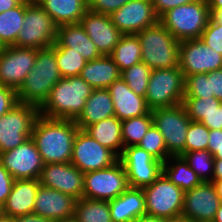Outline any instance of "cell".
Returning a JSON list of instances; mask_svg holds the SVG:
<instances>
[{
  "label": "cell",
  "instance_id": "1",
  "mask_svg": "<svg viewBox=\"0 0 222 222\" xmlns=\"http://www.w3.org/2000/svg\"><path fill=\"white\" fill-rule=\"evenodd\" d=\"M78 130L74 120L39 115L34 123L31 138L45 164L70 163Z\"/></svg>",
  "mask_w": 222,
  "mask_h": 222
},
{
  "label": "cell",
  "instance_id": "2",
  "mask_svg": "<svg viewBox=\"0 0 222 222\" xmlns=\"http://www.w3.org/2000/svg\"><path fill=\"white\" fill-rule=\"evenodd\" d=\"M93 89L80 76L62 77L39 107L40 115L75 120L82 112Z\"/></svg>",
  "mask_w": 222,
  "mask_h": 222
},
{
  "label": "cell",
  "instance_id": "3",
  "mask_svg": "<svg viewBox=\"0 0 222 222\" xmlns=\"http://www.w3.org/2000/svg\"><path fill=\"white\" fill-rule=\"evenodd\" d=\"M61 78L56 63L55 45L37 50L33 68L16 91L18 101L40 107Z\"/></svg>",
  "mask_w": 222,
  "mask_h": 222
},
{
  "label": "cell",
  "instance_id": "4",
  "mask_svg": "<svg viewBox=\"0 0 222 222\" xmlns=\"http://www.w3.org/2000/svg\"><path fill=\"white\" fill-rule=\"evenodd\" d=\"M142 62L151 69L179 66L180 42L158 21L137 33Z\"/></svg>",
  "mask_w": 222,
  "mask_h": 222
},
{
  "label": "cell",
  "instance_id": "5",
  "mask_svg": "<svg viewBox=\"0 0 222 222\" xmlns=\"http://www.w3.org/2000/svg\"><path fill=\"white\" fill-rule=\"evenodd\" d=\"M210 17L206 1L198 0L168 10L159 22L181 42L200 38Z\"/></svg>",
  "mask_w": 222,
  "mask_h": 222
},
{
  "label": "cell",
  "instance_id": "6",
  "mask_svg": "<svg viewBox=\"0 0 222 222\" xmlns=\"http://www.w3.org/2000/svg\"><path fill=\"white\" fill-rule=\"evenodd\" d=\"M184 93L185 77L179 66L152 69L145 95L151 110L182 104Z\"/></svg>",
  "mask_w": 222,
  "mask_h": 222
},
{
  "label": "cell",
  "instance_id": "7",
  "mask_svg": "<svg viewBox=\"0 0 222 222\" xmlns=\"http://www.w3.org/2000/svg\"><path fill=\"white\" fill-rule=\"evenodd\" d=\"M58 26L50 15L38 4H26L23 27L16 38L15 47L44 49L56 41Z\"/></svg>",
  "mask_w": 222,
  "mask_h": 222
},
{
  "label": "cell",
  "instance_id": "8",
  "mask_svg": "<svg viewBox=\"0 0 222 222\" xmlns=\"http://www.w3.org/2000/svg\"><path fill=\"white\" fill-rule=\"evenodd\" d=\"M39 107L18 103L0 117V154L12 150L31 137Z\"/></svg>",
  "mask_w": 222,
  "mask_h": 222
},
{
  "label": "cell",
  "instance_id": "9",
  "mask_svg": "<svg viewBox=\"0 0 222 222\" xmlns=\"http://www.w3.org/2000/svg\"><path fill=\"white\" fill-rule=\"evenodd\" d=\"M153 124L164 137L165 146L170 156L185 153L188 127L191 123L183 104L152 110Z\"/></svg>",
  "mask_w": 222,
  "mask_h": 222
},
{
  "label": "cell",
  "instance_id": "10",
  "mask_svg": "<svg viewBox=\"0 0 222 222\" xmlns=\"http://www.w3.org/2000/svg\"><path fill=\"white\" fill-rule=\"evenodd\" d=\"M143 189L146 214L163 219L181 216L184 191L172 183L163 173Z\"/></svg>",
  "mask_w": 222,
  "mask_h": 222
},
{
  "label": "cell",
  "instance_id": "11",
  "mask_svg": "<svg viewBox=\"0 0 222 222\" xmlns=\"http://www.w3.org/2000/svg\"><path fill=\"white\" fill-rule=\"evenodd\" d=\"M128 187L125 168L118 160L108 168L84 173L83 198L110 201Z\"/></svg>",
  "mask_w": 222,
  "mask_h": 222
},
{
  "label": "cell",
  "instance_id": "12",
  "mask_svg": "<svg viewBox=\"0 0 222 222\" xmlns=\"http://www.w3.org/2000/svg\"><path fill=\"white\" fill-rule=\"evenodd\" d=\"M118 160L125 168L131 188L151 185L163 173V162L156 160L138 145L124 147Z\"/></svg>",
  "mask_w": 222,
  "mask_h": 222
},
{
  "label": "cell",
  "instance_id": "13",
  "mask_svg": "<svg viewBox=\"0 0 222 222\" xmlns=\"http://www.w3.org/2000/svg\"><path fill=\"white\" fill-rule=\"evenodd\" d=\"M118 157L103 147L84 130L79 129L73 143L71 163L82 173L101 170L112 166Z\"/></svg>",
  "mask_w": 222,
  "mask_h": 222
},
{
  "label": "cell",
  "instance_id": "14",
  "mask_svg": "<svg viewBox=\"0 0 222 222\" xmlns=\"http://www.w3.org/2000/svg\"><path fill=\"white\" fill-rule=\"evenodd\" d=\"M0 163L15 180L39 179L45 165L31 137L16 148L1 153Z\"/></svg>",
  "mask_w": 222,
  "mask_h": 222
},
{
  "label": "cell",
  "instance_id": "15",
  "mask_svg": "<svg viewBox=\"0 0 222 222\" xmlns=\"http://www.w3.org/2000/svg\"><path fill=\"white\" fill-rule=\"evenodd\" d=\"M179 68L184 77L222 68V54L208 47L200 38L184 40L179 46Z\"/></svg>",
  "mask_w": 222,
  "mask_h": 222
},
{
  "label": "cell",
  "instance_id": "16",
  "mask_svg": "<svg viewBox=\"0 0 222 222\" xmlns=\"http://www.w3.org/2000/svg\"><path fill=\"white\" fill-rule=\"evenodd\" d=\"M37 49L7 46L0 52V84L17 91L34 66Z\"/></svg>",
  "mask_w": 222,
  "mask_h": 222
},
{
  "label": "cell",
  "instance_id": "17",
  "mask_svg": "<svg viewBox=\"0 0 222 222\" xmlns=\"http://www.w3.org/2000/svg\"><path fill=\"white\" fill-rule=\"evenodd\" d=\"M220 198L212 182H202L184 192L181 216L192 222H212L220 206Z\"/></svg>",
  "mask_w": 222,
  "mask_h": 222
},
{
  "label": "cell",
  "instance_id": "18",
  "mask_svg": "<svg viewBox=\"0 0 222 222\" xmlns=\"http://www.w3.org/2000/svg\"><path fill=\"white\" fill-rule=\"evenodd\" d=\"M109 16L122 34H137L159 21L152 0H130Z\"/></svg>",
  "mask_w": 222,
  "mask_h": 222
},
{
  "label": "cell",
  "instance_id": "19",
  "mask_svg": "<svg viewBox=\"0 0 222 222\" xmlns=\"http://www.w3.org/2000/svg\"><path fill=\"white\" fill-rule=\"evenodd\" d=\"M39 182L40 185L70 195L76 200L83 197L84 173L71 162L45 164Z\"/></svg>",
  "mask_w": 222,
  "mask_h": 222
},
{
  "label": "cell",
  "instance_id": "20",
  "mask_svg": "<svg viewBox=\"0 0 222 222\" xmlns=\"http://www.w3.org/2000/svg\"><path fill=\"white\" fill-rule=\"evenodd\" d=\"M80 24L101 55H110L123 35L109 15L87 11Z\"/></svg>",
  "mask_w": 222,
  "mask_h": 222
},
{
  "label": "cell",
  "instance_id": "21",
  "mask_svg": "<svg viewBox=\"0 0 222 222\" xmlns=\"http://www.w3.org/2000/svg\"><path fill=\"white\" fill-rule=\"evenodd\" d=\"M76 199L55 189L40 185L34 203V214L63 220L74 216Z\"/></svg>",
  "mask_w": 222,
  "mask_h": 222
},
{
  "label": "cell",
  "instance_id": "22",
  "mask_svg": "<svg viewBox=\"0 0 222 222\" xmlns=\"http://www.w3.org/2000/svg\"><path fill=\"white\" fill-rule=\"evenodd\" d=\"M107 89L113 101L115 116L120 121L151 112L145 97L135 94L122 78L114 81Z\"/></svg>",
  "mask_w": 222,
  "mask_h": 222
},
{
  "label": "cell",
  "instance_id": "23",
  "mask_svg": "<svg viewBox=\"0 0 222 222\" xmlns=\"http://www.w3.org/2000/svg\"><path fill=\"white\" fill-rule=\"evenodd\" d=\"M39 179L14 180L11 192L0 211L12 219L34 212Z\"/></svg>",
  "mask_w": 222,
  "mask_h": 222
},
{
  "label": "cell",
  "instance_id": "24",
  "mask_svg": "<svg viewBox=\"0 0 222 222\" xmlns=\"http://www.w3.org/2000/svg\"><path fill=\"white\" fill-rule=\"evenodd\" d=\"M54 45L72 48V51L80 53L87 61L102 56L80 23L59 26Z\"/></svg>",
  "mask_w": 222,
  "mask_h": 222
},
{
  "label": "cell",
  "instance_id": "25",
  "mask_svg": "<svg viewBox=\"0 0 222 222\" xmlns=\"http://www.w3.org/2000/svg\"><path fill=\"white\" fill-rule=\"evenodd\" d=\"M112 116H115V112L110 92L98 88L93 89L82 112L74 121L79 129L84 130L87 126Z\"/></svg>",
  "mask_w": 222,
  "mask_h": 222
},
{
  "label": "cell",
  "instance_id": "26",
  "mask_svg": "<svg viewBox=\"0 0 222 222\" xmlns=\"http://www.w3.org/2000/svg\"><path fill=\"white\" fill-rule=\"evenodd\" d=\"M79 76L94 89H107L114 81L121 78V71L109 55H102L87 61Z\"/></svg>",
  "mask_w": 222,
  "mask_h": 222
},
{
  "label": "cell",
  "instance_id": "27",
  "mask_svg": "<svg viewBox=\"0 0 222 222\" xmlns=\"http://www.w3.org/2000/svg\"><path fill=\"white\" fill-rule=\"evenodd\" d=\"M59 27L80 23L88 11L87 0H36Z\"/></svg>",
  "mask_w": 222,
  "mask_h": 222
},
{
  "label": "cell",
  "instance_id": "28",
  "mask_svg": "<svg viewBox=\"0 0 222 222\" xmlns=\"http://www.w3.org/2000/svg\"><path fill=\"white\" fill-rule=\"evenodd\" d=\"M121 129L122 121L112 116L87 126L84 131L119 158L124 149Z\"/></svg>",
  "mask_w": 222,
  "mask_h": 222
},
{
  "label": "cell",
  "instance_id": "29",
  "mask_svg": "<svg viewBox=\"0 0 222 222\" xmlns=\"http://www.w3.org/2000/svg\"><path fill=\"white\" fill-rule=\"evenodd\" d=\"M163 174L184 192L202 183L182 156H170L163 163Z\"/></svg>",
  "mask_w": 222,
  "mask_h": 222
},
{
  "label": "cell",
  "instance_id": "30",
  "mask_svg": "<svg viewBox=\"0 0 222 222\" xmlns=\"http://www.w3.org/2000/svg\"><path fill=\"white\" fill-rule=\"evenodd\" d=\"M141 50L137 34H123L109 56L123 71L142 61Z\"/></svg>",
  "mask_w": 222,
  "mask_h": 222
},
{
  "label": "cell",
  "instance_id": "31",
  "mask_svg": "<svg viewBox=\"0 0 222 222\" xmlns=\"http://www.w3.org/2000/svg\"><path fill=\"white\" fill-rule=\"evenodd\" d=\"M26 4L20 3L13 9L0 14V42L4 47L14 46L23 27Z\"/></svg>",
  "mask_w": 222,
  "mask_h": 222
},
{
  "label": "cell",
  "instance_id": "32",
  "mask_svg": "<svg viewBox=\"0 0 222 222\" xmlns=\"http://www.w3.org/2000/svg\"><path fill=\"white\" fill-rule=\"evenodd\" d=\"M74 217L79 222H112L109 201L82 197L76 200Z\"/></svg>",
  "mask_w": 222,
  "mask_h": 222
},
{
  "label": "cell",
  "instance_id": "33",
  "mask_svg": "<svg viewBox=\"0 0 222 222\" xmlns=\"http://www.w3.org/2000/svg\"><path fill=\"white\" fill-rule=\"evenodd\" d=\"M152 124V110L143 116L123 120L121 131L124 147L138 145Z\"/></svg>",
  "mask_w": 222,
  "mask_h": 222
},
{
  "label": "cell",
  "instance_id": "34",
  "mask_svg": "<svg viewBox=\"0 0 222 222\" xmlns=\"http://www.w3.org/2000/svg\"><path fill=\"white\" fill-rule=\"evenodd\" d=\"M55 55L57 66L63 78L79 76L87 63V60L80 53L72 51V48L55 46Z\"/></svg>",
  "mask_w": 222,
  "mask_h": 222
},
{
  "label": "cell",
  "instance_id": "35",
  "mask_svg": "<svg viewBox=\"0 0 222 222\" xmlns=\"http://www.w3.org/2000/svg\"><path fill=\"white\" fill-rule=\"evenodd\" d=\"M151 72L152 69L141 61L121 71V78L135 94L145 97Z\"/></svg>",
  "mask_w": 222,
  "mask_h": 222
},
{
  "label": "cell",
  "instance_id": "36",
  "mask_svg": "<svg viewBox=\"0 0 222 222\" xmlns=\"http://www.w3.org/2000/svg\"><path fill=\"white\" fill-rule=\"evenodd\" d=\"M181 156L195 171L202 182H212L214 157L208 150L185 152Z\"/></svg>",
  "mask_w": 222,
  "mask_h": 222
},
{
  "label": "cell",
  "instance_id": "37",
  "mask_svg": "<svg viewBox=\"0 0 222 222\" xmlns=\"http://www.w3.org/2000/svg\"><path fill=\"white\" fill-rule=\"evenodd\" d=\"M182 104L191 121L200 122L204 116L216 110L221 105V101L215 97H184Z\"/></svg>",
  "mask_w": 222,
  "mask_h": 222
},
{
  "label": "cell",
  "instance_id": "38",
  "mask_svg": "<svg viewBox=\"0 0 222 222\" xmlns=\"http://www.w3.org/2000/svg\"><path fill=\"white\" fill-rule=\"evenodd\" d=\"M138 146L163 163L170 157L165 146L164 137L154 124L150 126Z\"/></svg>",
  "mask_w": 222,
  "mask_h": 222
},
{
  "label": "cell",
  "instance_id": "39",
  "mask_svg": "<svg viewBox=\"0 0 222 222\" xmlns=\"http://www.w3.org/2000/svg\"><path fill=\"white\" fill-rule=\"evenodd\" d=\"M123 202L126 208V222H134L146 215L145 195L142 188L128 187L123 192Z\"/></svg>",
  "mask_w": 222,
  "mask_h": 222
},
{
  "label": "cell",
  "instance_id": "40",
  "mask_svg": "<svg viewBox=\"0 0 222 222\" xmlns=\"http://www.w3.org/2000/svg\"><path fill=\"white\" fill-rule=\"evenodd\" d=\"M209 129L201 122L191 121L185 142V152L207 150Z\"/></svg>",
  "mask_w": 222,
  "mask_h": 222
},
{
  "label": "cell",
  "instance_id": "41",
  "mask_svg": "<svg viewBox=\"0 0 222 222\" xmlns=\"http://www.w3.org/2000/svg\"><path fill=\"white\" fill-rule=\"evenodd\" d=\"M184 97H214V95H210L209 72L187 75L185 77Z\"/></svg>",
  "mask_w": 222,
  "mask_h": 222
},
{
  "label": "cell",
  "instance_id": "42",
  "mask_svg": "<svg viewBox=\"0 0 222 222\" xmlns=\"http://www.w3.org/2000/svg\"><path fill=\"white\" fill-rule=\"evenodd\" d=\"M200 39L210 48L222 54V24L215 23L211 18Z\"/></svg>",
  "mask_w": 222,
  "mask_h": 222
},
{
  "label": "cell",
  "instance_id": "43",
  "mask_svg": "<svg viewBox=\"0 0 222 222\" xmlns=\"http://www.w3.org/2000/svg\"><path fill=\"white\" fill-rule=\"evenodd\" d=\"M88 11L110 15L130 0H87Z\"/></svg>",
  "mask_w": 222,
  "mask_h": 222
},
{
  "label": "cell",
  "instance_id": "44",
  "mask_svg": "<svg viewBox=\"0 0 222 222\" xmlns=\"http://www.w3.org/2000/svg\"><path fill=\"white\" fill-rule=\"evenodd\" d=\"M17 92L0 84V117L18 104Z\"/></svg>",
  "mask_w": 222,
  "mask_h": 222
},
{
  "label": "cell",
  "instance_id": "45",
  "mask_svg": "<svg viewBox=\"0 0 222 222\" xmlns=\"http://www.w3.org/2000/svg\"><path fill=\"white\" fill-rule=\"evenodd\" d=\"M13 176L0 163V209L6 203L7 198L11 192L13 183Z\"/></svg>",
  "mask_w": 222,
  "mask_h": 222
},
{
  "label": "cell",
  "instance_id": "46",
  "mask_svg": "<svg viewBox=\"0 0 222 222\" xmlns=\"http://www.w3.org/2000/svg\"><path fill=\"white\" fill-rule=\"evenodd\" d=\"M112 222H126V208L123 193L109 201Z\"/></svg>",
  "mask_w": 222,
  "mask_h": 222
},
{
  "label": "cell",
  "instance_id": "47",
  "mask_svg": "<svg viewBox=\"0 0 222 222\" xmlns=\"http://www.w3.org/2000/svg\"><path fill=\"white\" fill-rule=\"evenodd\" d=\"M194 1L198 0H152V4L156 15L160 18L168 10Z\"/></svg>",
  "mask_w": 222,
  "mask_h": 222
},
{
  "label": "cell",
  "instance_id": "48",
  "mask_svg": "<svg viewBox=\"0 0 222 222\" xmlns=\"http://www.w3.org/2000/svg\"><path fill=\"white\" fill-rule=\"evenodd\" d=\"M210 95L222 101V68L209 72Z\"/></svg>",
  "mask_w": 222,
  "mask_h": 222
},
{
  "label": "cell",
  "instance_id": "49",
  "mask_svg": "<svg viewBox=\"0 0 222 222\" xmlns=\"http://www.w3.org/2000/svg\"><path fill=\"white\" fill-rule=\"evenodd\" d=\"M200 122L209 130L222 129V106L220 105L216 110L204 116Z\"/></svg>",
  "mask_w": 222,
  "mask_h": 222
},
{
  "label": "cell",
  "instance_id": "50",
  "mask_svg": "<svg viewBox=\"0 0 222 222\" xmlns=\"http://www.w3.org/2000/svg\"><path fill=\"white\" fill-rule=\"evenodd\" d=\"M207 150L214 155L222 147V129L209 130Z\"/></svg>",
  "mask_w": 222,
  "mask_h": 222
},
{
  "label": "cell",
  "instance_id": "51",
  "mask_svg": "<svg viewBox=\"0 0 222 222\" xmlns=\"http://www.w3.org/2000/svg\"><path fill=\"white\" fill-rule=\"evenodd\" d=\"M13 222H57L54 219L31 213L13 218Z\"/></svg>",
  "mask_w": 222,
  "mask_h": 222
},
{
  "label": "cell",
  "instance_id": "52",
  "mask_svg": "<svg viewBox=\"0 0 222 222\" xmlns=\"http://www.w3.org/2000/svg\"><path fill=\"white\" fill-rule=\"evenodd\" d=\"M20 2L17 0H0V14L18 6Z\"/></svg>",
  "mask_w": 222,
  "mask_h": 222
},
{
  "label": "cell",
  "instance_id": "53",
  "mask_svg": "<svg viewBox=\"0 0 222 222\" xmlns=\"http://www.w3.org/2000/svg\"><path fill=\"white\" fill-rule=\"evenodd\" d=\"M212 180H222V159H214V172Z\"/></svg>",
  "mask_w": 222,
  "mask_h": 222
},
{
  "label": "cell",
  "instance_id": "54",
  "mask_svg": "<svg viewBox=\"0 0 222 222\" xmlns=\"http://www.w3.org/2000/svg\"><path fill=\"white\" fill-rule=\"evenodd\" d=\"M134 222H165V219L146 214V215H142L141 217L136 219Z\"/></svg>",
  "mask_w": 222,
  "mask_h": 222
},
{
  "label": "cell",
  "instance_id": "55",
  "mask_svg": "<svg viewBox=\"0 0 222 222\" xmlns=\"http://www.w3.org/2000/svg\"><path fill=\"white\" fill-rule=\"evenodd\" d=\"M210 9V14L215 10H222V0H205Z\"/></svg>",
  "mask_w": 222,
  "mask_h": 222
},
{
  "label": "cell",
  "instance_id": "56",
  "mask_svg": "<svg viewBox=\"0 0 222 222\" xmlns=\"http://www.w3.org/2000/svg\"><path fill=\"white\" fill-rule=\"evenodd\" d=\"M215 23L222 24V10H215L210 17Z\"/></svg>",
  "mask_w": 222,
  "mask_h": 222
},
{
  "label": "cell",
  "instance_id": "57",
  "mask_svg": "<svg viewBox=\"0 0 222 222\" xmlns=\"http://www.w3.org/2000/svg\"><path fill=\"white\" fill-rule=\"evenodd\" d=\"M212 183L214 184L217 195L220 198V201L222 202V180H212Z\"/></svg>",
  "mask_w": 222,
  "mask_h": 222
},
{
  "label": "cell",
  "instance_id": "58",
  "mask_svg": "<svg viewBox=\"0 0 222 222\" xmlns=\"http://www.w3.org/2000/svg\"><path fill=\"white\" fill-rule=\"evenodd\" d=\"M165 222H192L184 216H178L170 219H165Z\"/></svg>",
  "mask_w": 222,
  "mask_h": 222
},
{
  "label": "cell",
  "instance_id": "59",
  "mask_svg": "<svg viewBox=\"0 0 222 222\" xmlns=\"http://www.w3.org/2000/svg\"><path fill=\"white\" fill-rule=\"evenodd\" d=\"M212 222H222V202L220 203L219 209L216 212L215 218Z\"/></svg>",
  "mask_w": 222,
  "mask_h": 222
},
{
  "label": "cell",
  "instance_id": "60",
  "mask_svg": "<svg viewBox=\"0 0 222 222\" xmlns=\"http://www.w3.org/2000/svg\"><path fill=\"white\" fill-rule=\"evenodd\" d=\"M0 222H13V219L0 211Z\"/></svg>",
  "mask_w": 222,
  "mask_h": 222
},
{
  "label": "cell",
  "instance_id": "61",
  "mask_svg": "<svg viewBox=\"0 0 222 222\" xmlns=\"http://www.w3.org/2000/svg\"><path fill=\"white\" fill-rule=\"evenodd\" d=\"M214 159H222V147L213 155Z\"/></svg>",
  "mask_w": 222,
  "mask_h": 222
},
{
  "label": "cell",
  "instance_id": "62",
  "mask_svg": "<svg viewBox=\"0 0 222 222\" xmlns=\"http://www.w3.org/2000/svg\"><path fill=\"white\" fill-rule=\"evenodd\" d=\"M57 222H79L74 216L70 217V218H66L63 220H59Z\"/></svg>",
  "mask_w": 222,
  "mask_h": 222
},
{
  "label": "cell",
  "instance_id": "63",
  "mask_svg": "<svg viewBox=\"0 0 222 222\" xmlns=\"http://www.w3.org/2000/svg\"><path fill=\"white\" fill-rule=\"evenodd\" d=\"M17 1L23 4H30L36 2V0H17Z\"/></svg>",
  "mask_w": 222,
  "mask_h": 222
},
{
  "label": "cell",
  "instance_id": "64",
  "mask_svg": "<svg viewBox=\"0 0 222 222\" xmlns=\"http://www.w3.org/2000/svg\"><path fill=\"white\" fill-rule=\"evenodd\" d=\"M4 49V46L2 45V43L0 42V52Z\"/></svg>",
  "mask_w": 222,
  "mask_h": 222
}]
</instances>
